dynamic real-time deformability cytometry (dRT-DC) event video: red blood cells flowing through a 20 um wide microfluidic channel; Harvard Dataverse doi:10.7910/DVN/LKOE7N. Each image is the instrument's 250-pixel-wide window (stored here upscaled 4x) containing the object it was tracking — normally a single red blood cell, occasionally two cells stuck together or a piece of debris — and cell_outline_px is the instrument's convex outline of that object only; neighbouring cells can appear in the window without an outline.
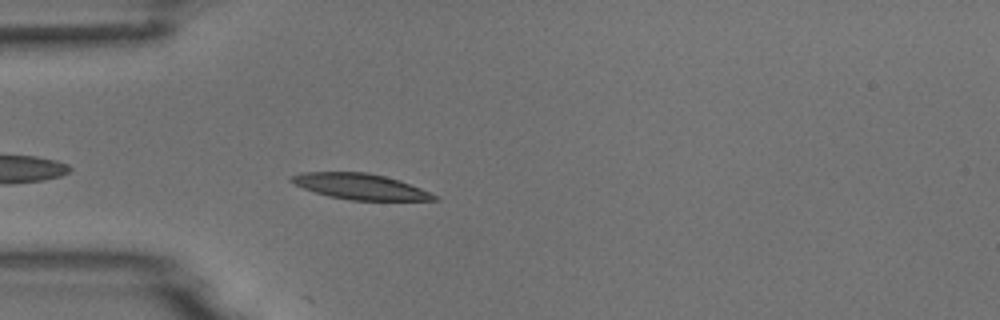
{"species": "common noctule bat (a hibernating species)", "species_latin": "Nyctalus noctula", "temperature_condition": "room temperature", "stored_images_in_passage": 4, "camera_frame_rate_fps": 3000, "um_per_image_px": 0.085, "animal": {"sex": "male", "body_mass_g": 18.8}, "frame": {"image": 1, "passage_image": 4, "time_ms": 1.0, "image_size_px": [1000, 320], "cell_outline_px": [[440, 200], [352, 200], [328, 196], [304, 188], [288, 180], [288, 176], [300, 172], [368, 172], [400, 180], [440, 196]], "centroid_in_image_um": [30.63, 15.84], "position_along_channel_um": 54.4, "area_um2": 21.44}}